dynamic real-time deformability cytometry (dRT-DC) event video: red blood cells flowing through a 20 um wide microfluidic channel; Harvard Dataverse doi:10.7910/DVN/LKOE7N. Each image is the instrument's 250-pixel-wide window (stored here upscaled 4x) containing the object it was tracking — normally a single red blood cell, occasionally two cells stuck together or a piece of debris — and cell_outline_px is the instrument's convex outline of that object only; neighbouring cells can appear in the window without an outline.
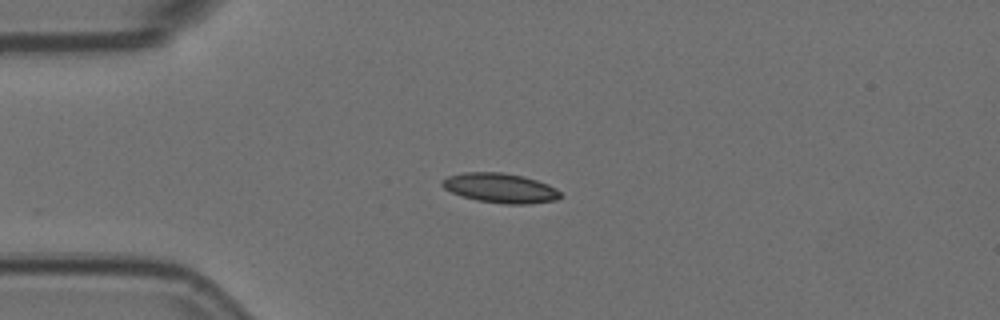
{"species": "Egyptian fruit bat (a non-hibernating species)", "species_latin": "Rousettus aegyptiacus", "temperature_condition": "room temperature", "stored_images_in_passage": 9, "camera_frame_rate_fps": 3000, "um_per_image_px": 0.085, "animal": {"sex": "female"}, "frame": {"image": 1, "passage_image": 4, "time_ms": 1.0, "image_size_px": [1000, 320], "cell_outline_px": [[564, 196], [556, 200], [528, 204], [504, 204], [476, 200], [460, 196], [444, 188], [440, 184], [440, 180], [448, 176], [464, 172], [504, 172], [524, 176], [548, 184], [556, 188]], "centroid_in_image_um": [42.52, 15.98], "position_along_channel_um": 42.5, "area_um2": 20.69}}
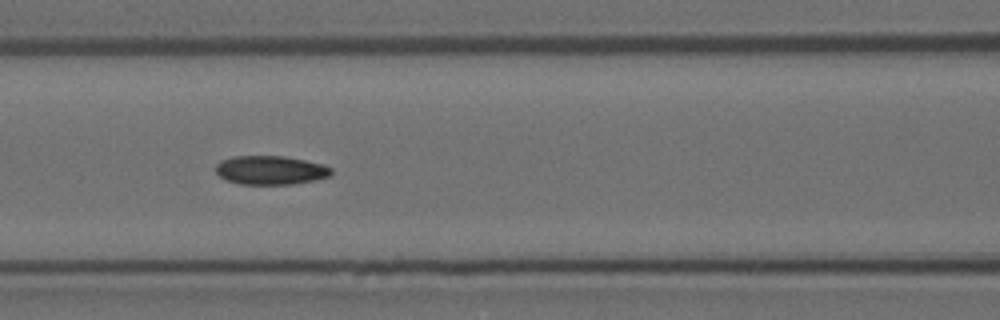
{"frame": {"image": 2, "passage_image": 7, "time_ms": 2.0, "image_size_px": [1000, 320], "cell_outline_px": [[332, 176], [316, 180], [292, 184], [240, 184], [228, 180], [220, 176], [216, 172], [216, 164], [220, 160], [232, 156], [284, 156], [324, 164], [332, 168]], "centroid_in_image_um": [23.02, 14.46], "position_along_channel_um": 143.6, "area_um2": 19.54}}
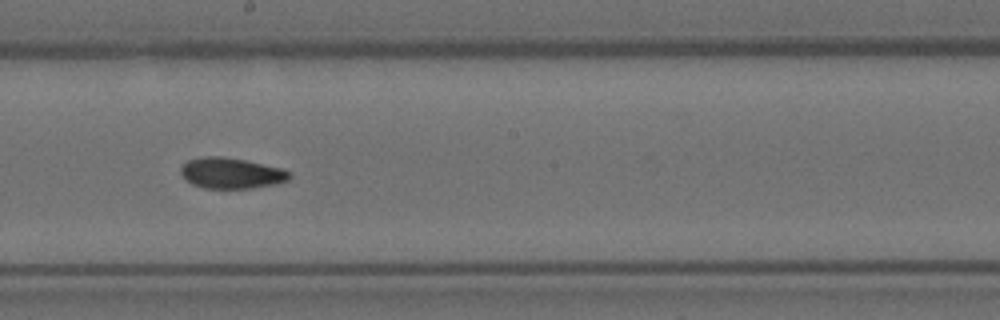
{"frame": {"image": 3, "passage_image": 9, "time_ms": 2.667, "image_size_px": [1000, 320], "cell_outline_px": [[292, 176], [288, 180], [276, 184], [252, 188], [204, 188], [192, 184], [180, 172], [180, 168], [188, 160], [204, 156], [224, 156], [284, 168], [292, 172]], "centroid_in_image_um": [19.71, 14.71], "position_along_channel_um": 228.5, "area_um2": 19.59}}